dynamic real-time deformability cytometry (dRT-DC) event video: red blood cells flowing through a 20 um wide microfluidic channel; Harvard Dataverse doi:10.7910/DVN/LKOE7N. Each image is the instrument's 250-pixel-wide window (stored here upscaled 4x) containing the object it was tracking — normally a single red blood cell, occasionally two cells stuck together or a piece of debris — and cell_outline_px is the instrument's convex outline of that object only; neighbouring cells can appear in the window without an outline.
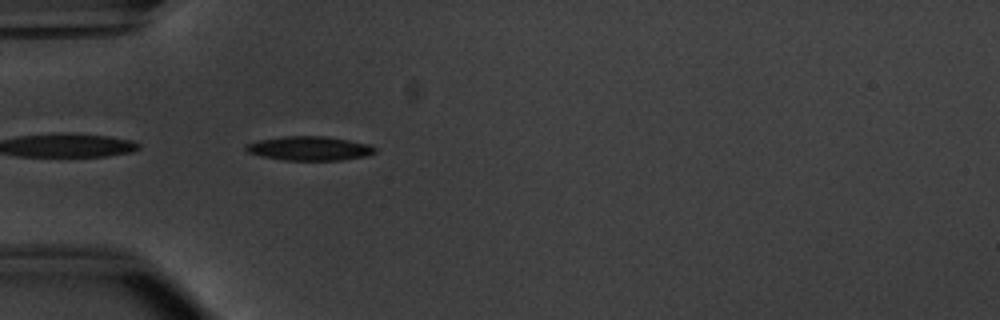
{"species": "common noctule bat (a hibernating species)", "species_latin": "Nyctalus noctula", "temperature_condition": "warm", "stored_images_in_passage": 4, "camera_frame_rate_fps": 3000, "um_per_image_px": 0.085, "animal": {"sex": "male", "body_mass_g": 20.1, "forearm_length_mm": 53.5}, "frame": {"image": 1, "passage_image": 1, "time_ms": 0.0, "image_size_px": [1000, 320], "cell_outline_px": [[376, 152], [364, 156], [340, 160], [284, 160], [260, 156], [248, 152], [244, 148], [244, 144], [260, 140], [284, 136], [324, 136], [372, 144], [376, 148]], "centroid_in_image_um": [26.29, 12.61], "position_along_channel_um": 58.7, "area_um2": 18.15}}